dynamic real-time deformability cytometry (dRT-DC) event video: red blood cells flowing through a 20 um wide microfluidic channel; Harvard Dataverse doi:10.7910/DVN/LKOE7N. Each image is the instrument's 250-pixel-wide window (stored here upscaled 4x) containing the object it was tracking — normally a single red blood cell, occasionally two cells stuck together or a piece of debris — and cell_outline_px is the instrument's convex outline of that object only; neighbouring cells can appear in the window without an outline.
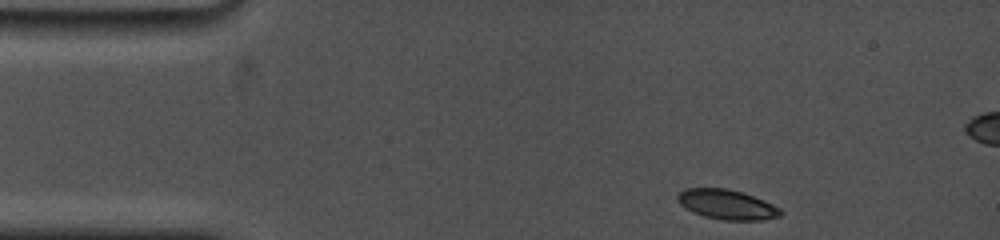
{"species": "common noctule bat (a hibernating species)", "species_latin": "Nyctalus noctula", "temperature_condition": "cold", "stored_images_in_passage": 6, "segment_of_instrument_passage": [1, 2], "camera_frame_rate_fps": 5000, "um_per_image_px": 0.085, "animal": {"sex": "female", "body_mass_g": 19.0, "forearm_length_mm": 53.3}, "frame": {"image": 1, "passage_image": 1, "time_ms": 0.0, "image_size_px": [1000, 240], "cell_outline_px": [[784, 212], [780, 216], [764, 220], [724, 220], [704, 216], [692, 212], [684, 208], [676, 200], [676, 196], [684, 188], [728, 188], [744, 192], [764, 200], [780, 208]], "centroid_in_image_um": [61.78, 17.38], "position_along_channel_um": 23.2, "area_um2": 18.15}}